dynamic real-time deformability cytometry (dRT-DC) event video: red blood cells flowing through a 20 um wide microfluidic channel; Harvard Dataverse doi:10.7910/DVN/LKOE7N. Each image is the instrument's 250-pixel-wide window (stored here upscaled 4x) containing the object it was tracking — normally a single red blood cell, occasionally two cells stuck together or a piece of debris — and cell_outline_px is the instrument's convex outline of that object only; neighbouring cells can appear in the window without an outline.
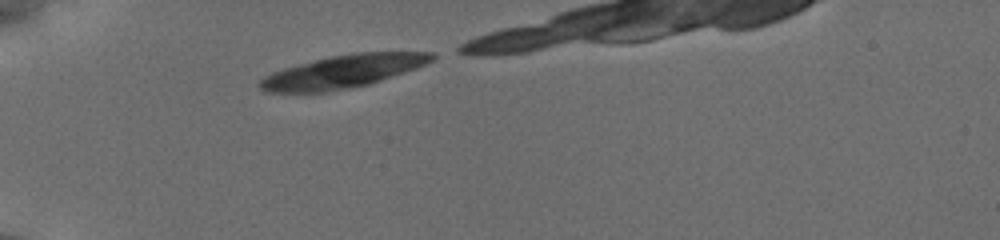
{"species": "common noctule bat (a hibernating species)", "species_latin": "Nyctalus noctula", "temperature_condition": "cold", "stored_images_in_passage": 13, "camera_frame_rate_fps": 3000, "um_per_image_px": 0.085, "animal": {"sex": "female", "body_mass_g": 19.5, "forearm_length_mm": 54.1}, "frame": {"image": 1, "passage_image": 1, "time_ms": 0.0, "image_size_px": [1000, 240], "cell_outline_px": [[436, 56], [432, 60], [416, 68], [368, 84], [328, 92], [268, 92], [260, 88], [260, 80], [264, 76], [272, 72], [284, 68], [332, 56], [352, 52], [436, 52]], "centroid_in_image_um": [29.16, 6.07], "position_along_channel_um": 55.8, "area_um2": 32.48}}